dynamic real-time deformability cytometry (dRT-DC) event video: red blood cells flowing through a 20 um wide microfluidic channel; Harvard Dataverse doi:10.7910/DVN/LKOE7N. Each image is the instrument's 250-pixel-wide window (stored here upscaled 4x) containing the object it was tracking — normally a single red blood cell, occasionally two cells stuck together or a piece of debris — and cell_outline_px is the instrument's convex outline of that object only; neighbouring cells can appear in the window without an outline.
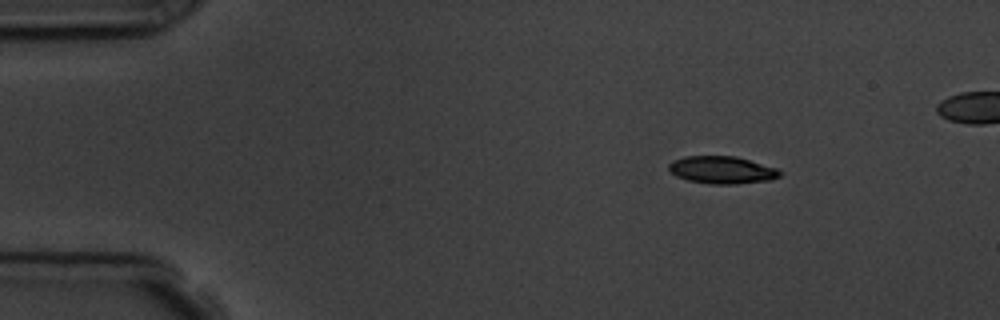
{"species": "common noctule bat (a hibernating species)", "species_latin": "Nyctalus noctula", "temperature_condition": "room temperature", "stored_images_in_passage": 9, "camera_frame_rate_fps": 3000, "um_per_image_px": 0.085, "animal": {"sex": "male", "body_mass_g": 19.5, "forearm_length_mm": 54.6}, "frame": {"image": 1, "passage_image": 1, "time_ms": 0.0, "image_size_px": [1000, 320], "cell_outline_px": [[784, 172], [780, 176], [772, 180], [736, 184], [712, 184], [688, 180], [676, 176], [668, 168], [668, 164], [672, 160], [684, 156], [736, 156], [776, 168]], "centroid_in_image_um": [61.38, 14.44], "position_along_channel_um": 23.6, "area_um2": 17.86}}
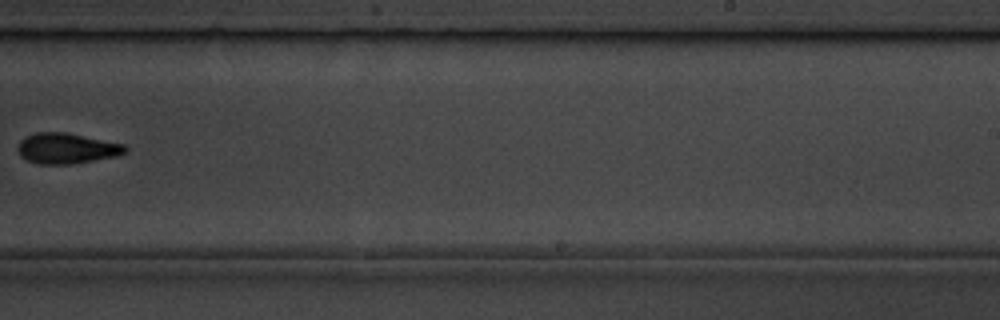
{"frame": {"image": 2, "passage_image": 8, "time_ms": 9.0, "image_size_px": [1000, 320], "cell_outline_px": [[128, 148], [124, 152], [116, 156], [72, 164], [36, 164], [20, 156], [16, 148], [20, 140], [24, 136], [36, 132], [68, 132], [124, 144]], "centroid_in_image_um": [5.62, 12.6], "position_along_channel_um": 283.4, "area_um2": 19.31}}